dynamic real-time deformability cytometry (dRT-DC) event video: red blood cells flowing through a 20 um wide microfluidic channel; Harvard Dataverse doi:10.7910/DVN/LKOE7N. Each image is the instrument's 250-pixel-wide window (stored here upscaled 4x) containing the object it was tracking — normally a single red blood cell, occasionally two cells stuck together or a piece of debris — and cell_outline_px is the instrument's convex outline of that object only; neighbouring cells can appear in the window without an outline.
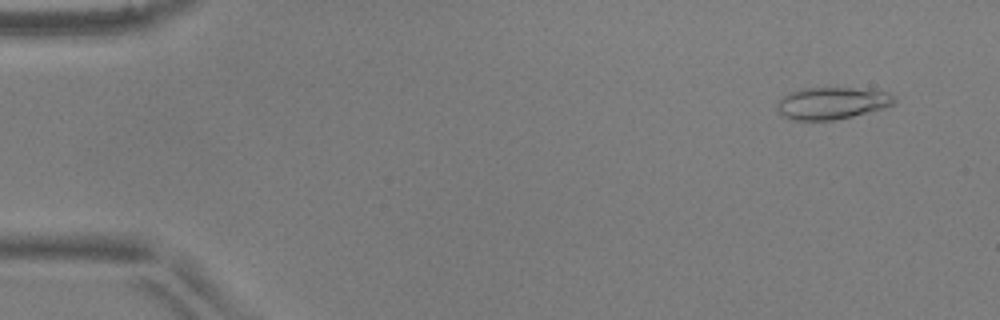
{"species": "common noctule bat (a hibernating species)", "species_latin": "Nyctalus noctula", "temperature_condition": "warm", "stored_images_in_passage": 52, "camera_frame_rate_fps": 3000, "um_per_image_px": 0.085, "animal": {"sex": "male", "body_mass_g": 17.9, "forearm_length_mm": 54.2}, "frame": {"image": 1, "passage_image": 4, "time_ms": 1.0, "image_size_px": [1000, 320], "cell_outline_px": [[896, 100], [892, 104], [884, 108], [836, 120], [792, 120], [780, 116], [776, 108], [776, 104], [788, 92], [804, 88], [852, 88], [888, 92], [896, 96]], "centroid_in_image_um": [70.68, 8.78], "position_along_channel_um": 14.3, "area_um2": 21.96}}
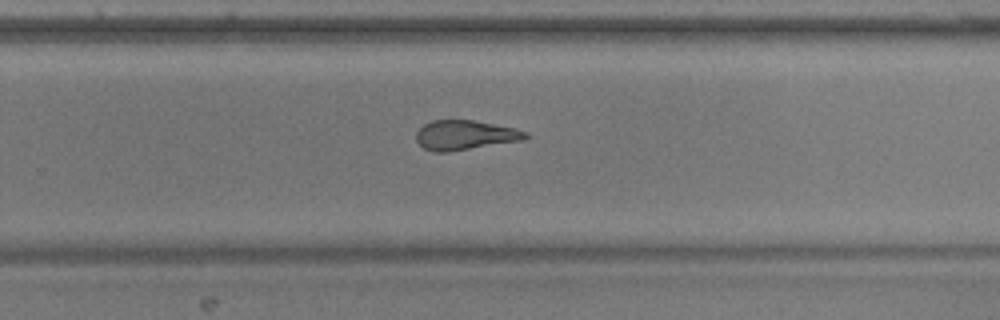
{"frame": {"image": 2, "passage_image": 34, "time_ms": 11.0, "image_size_px": [1000, 320], "cell_outline_px": [[532, 136], [524, 140], [448, 152], [432, 152], [424, 148], [416, 140], [416, 132], [424, 124], [432, 120], [472, 120], [512, 128], [528, 132]], "centroid_in_image_um": [39.53, 11.49], "position_along_channel_um": 290.3, "area_um2": 18.84}}
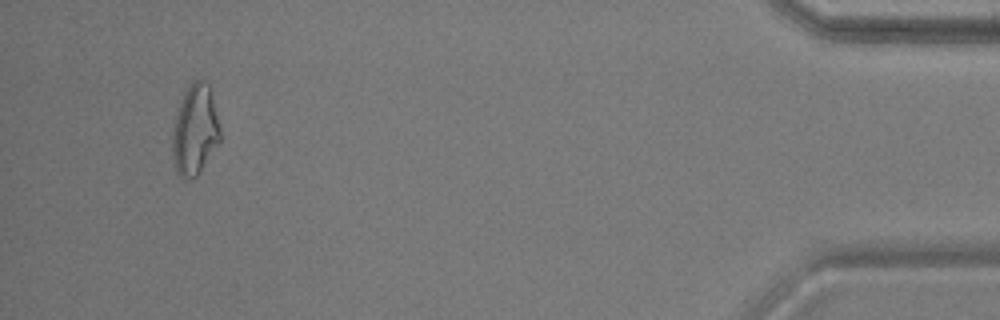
{"frame": {"image": 3, "passage_image": 49, "time_ms": 16.0, "image_size_px": [1000, 320], "cell_outline_px": [[220, 140], [200, 172], [196, 176], [188, 180], [180, 176], [176, 172], [172, 156], [172, 136], [176, 116], [184, 92], [188, 84], [192, 80], [200, 80], [208, 84], [220, 128]], "centroid_in_image_um": [16.55, 11.08], "position_along_channel_um": 418.6, "area_um2": 24.8}, "authors_computed_cell_mechanics": {"area_um2": 20.8369, "velocity_mm_per_s": 3.9284, "shape_relaxation_time_tau1_ms": null, "shape_relaxation_time_tau2_ms": 3.5312, "deformation_change_tau1": null, "deformation_change_tau2": 0.143}}